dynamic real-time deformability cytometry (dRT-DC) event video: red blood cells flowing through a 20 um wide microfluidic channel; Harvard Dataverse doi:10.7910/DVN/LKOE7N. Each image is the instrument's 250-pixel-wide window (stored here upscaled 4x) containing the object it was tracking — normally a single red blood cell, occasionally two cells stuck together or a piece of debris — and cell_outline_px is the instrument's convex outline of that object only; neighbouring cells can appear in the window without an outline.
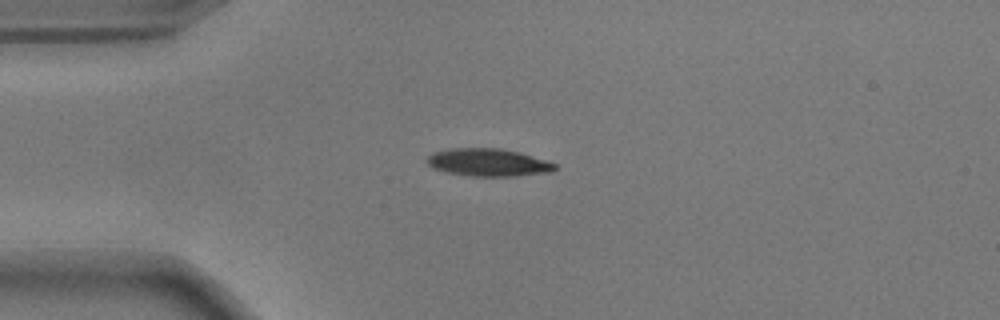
{"species": "common noctule bat (a hibernating species)", "species_latin": "Nyctalus noctula", "temperature_condition": "warm", "stored_images_in_passage": 42, "camera_frame_rate_fps": 3000, "um_per_image_px": 0.085, "animal": {"sex": "male", "body_mass_g": 17.9}, "frame": {"image": 1, "passage_image": 1, "time_ms": 0.0, "image_size_px": [1000, 320], "cell_outline_px": [[556, 168], [552, 172], [516, 176], [472, 176], [448, 172], [432, 168], [424, 160], [432, 152], [452, 148], [500, 148], [520, 152], [556, 164]], "centroid_in_image_um": [41.47, 13.8], "position_along_channel_um": 43.5, "area_um2": 20.63}}
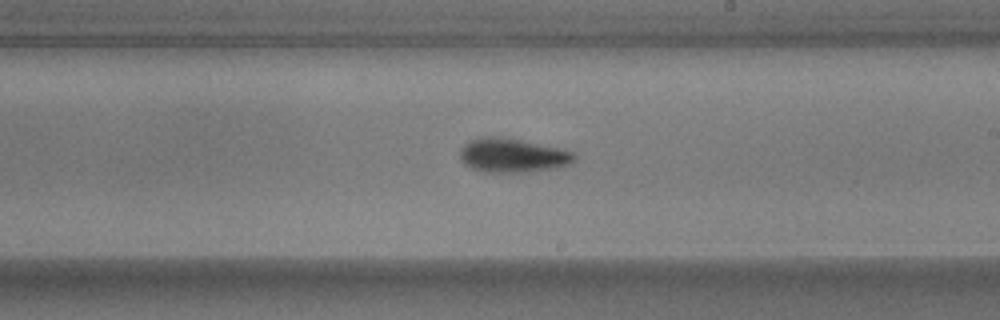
{"frame": {"image": 2, "passage_image": 19, "time_ms": 6.0, "image_size_px": [1000, 320], "cell_outline_px": [[576, 160], [572, 164], [556, 168], [528, 172], [484, 172], [472, 168], [464, 164], [460, 160], [460, 148], [464, 144], [480, 136], [500, 136], [520, 140], [576, 152]], "centroid_in_image_um": [43.57, 13.21], "position_along_channel_um": 245.4, "area_um2": 22.89}}
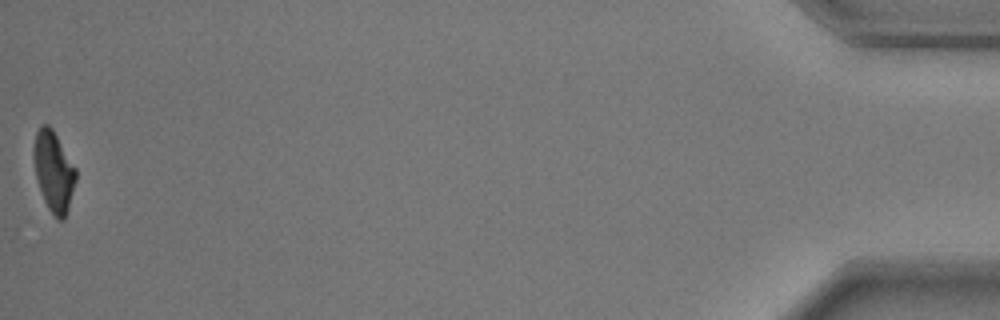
{"frame": {"image": 3, "passage_image": 42, "time_ms": 13.667, "image_size_px": [1000, 320], "cell_outline_px": [[76, 180], [68, 208], [64, 220], [60, 220], [48, 208], [44, 200], [36, 176], [32, 156], [32, 148], [36, 132], [40, 124], [48, 124], [52, 128], [76, 168]], "centroid_in_image_um": [4.54, 14.51], "position_along_channel_um": 430.7, "area_um2": 19.65}, "authors_computed_cell_mechanics": {"area_um2": 21.2126, "velocity_mm_per_s": 3.6969, "shape_relaxation_time_tau1_ms": 2.933, "shape_relaxation_time_tau2_ms": 3.3633, "deformation_change_tau1": 0.163, "deformation_change_tau2": 0.1132}}